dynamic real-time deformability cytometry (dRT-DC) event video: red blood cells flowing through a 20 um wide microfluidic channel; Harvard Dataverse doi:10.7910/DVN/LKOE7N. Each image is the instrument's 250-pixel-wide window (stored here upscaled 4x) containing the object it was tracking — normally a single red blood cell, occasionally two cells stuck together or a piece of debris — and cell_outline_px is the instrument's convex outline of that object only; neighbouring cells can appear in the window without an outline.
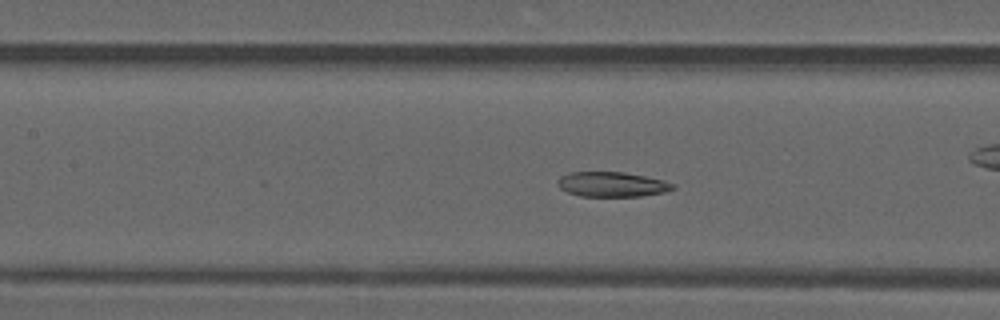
{"species": "common noctule bat (a hibernating species)", "species_latin": "Nyctalus noctula", "temperature_condition": "warm", "stored_images_in_passage": 50, "camera_frame_rate_fps": 3000, "um_per_image_px": 0.085, "animal": {"sex": "male", "forearm_length_mm": 52.5}, "frame": {"image": 1, "passage_image": 22, "time_ms": 7.0, "image_size_px": [1000, 320], "cell_outline_px": [[676, 188], [664, 192], [640, 196], [580, 196], [568, 192], [560, 188], [556, 184], [560, 176], [568, 172], [624, 172], [664, 180], [676, 184]], "centroid_in_image_um": [52.02, 15.66], "position_along_channel_um": 155.4, "area_um2": 16.76}, "authors_computed_cell_mechanics": {"area_um2": 18.0914, "velocity_mm_per_s": 4.1276, "shape_relaxation_time_tau1_ms": null, "shape_relaxation_time_tau2_ms": 6.502, "deformation_change_tau1": null, "deformation_change_tau2": 0.1617}}